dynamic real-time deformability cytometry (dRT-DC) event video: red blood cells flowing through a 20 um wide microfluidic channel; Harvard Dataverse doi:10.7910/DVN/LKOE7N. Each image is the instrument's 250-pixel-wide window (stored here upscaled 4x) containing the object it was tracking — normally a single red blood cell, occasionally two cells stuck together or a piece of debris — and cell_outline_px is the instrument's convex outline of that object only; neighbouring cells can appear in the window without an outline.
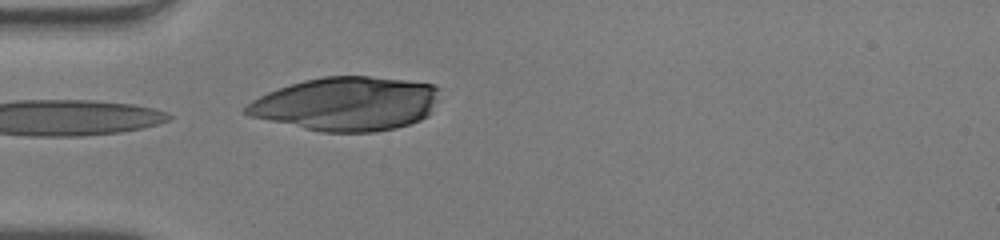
{"species": "human", "species_latin": "Homo sapiens", "temperature_condition": "warm", "stored_images_in_passage": 15, "camera_frame_rate_fps": 3000, "um_per_image_px": 0.085, "donor": {"sex": "male"}, "frame": {"image": 1, "passage_image": 15, "time_ms": 4.667, "image_size_px": [1000, 240], "cell_outline_px": [[440, 88], [428, 116], [420, 120], [396, 128], [372, 132], [320, 132], [248, 116], [244, 112], [244, 108], [252, 100], [268, 92], [304, 80], [324, 76], [368, 76], [404, 80], [436, 84]], "centroid_in_image_um": [29.44, 8.83], "position_along_channel_um": 55.6, "area_um2": 60.46}}